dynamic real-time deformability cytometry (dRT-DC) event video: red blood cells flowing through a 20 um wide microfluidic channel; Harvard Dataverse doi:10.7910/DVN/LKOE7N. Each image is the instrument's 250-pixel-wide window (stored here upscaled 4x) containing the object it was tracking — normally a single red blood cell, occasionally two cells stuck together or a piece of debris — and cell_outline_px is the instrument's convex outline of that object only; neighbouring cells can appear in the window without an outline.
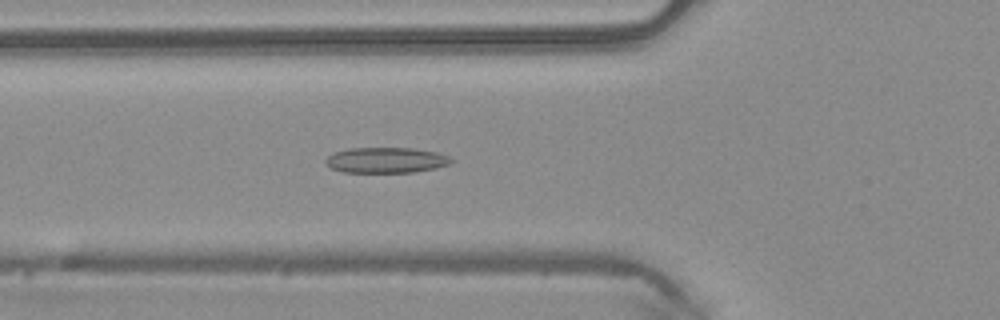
{"species": "common noctule bat (a hibernating species)", "species_latin": "Nyctalus noctula", "temperature_condition": "warm", "stored_images_in_passage": 46, "camera_frame_rate_fps": 3000, "um_per_image_px": 0.085, "animal": {"sex": "male", "body_mass_g": 20.4}, "frame": {"image": 1, "passage_image": 15, "time_ms": 4.667, "image_size_px": [1000, 320], "cell_outline_px": [[456, 160], [452, 164], [436, 168], [412, 172], [344, 172], [332, 168], [324, 160], [332, 152], [348, 148], [412, 148], [436, 152], [448, 156]], "centroid_in_image_um": [32.85, 13.6], "position_along_channel_um": 93.0, "area_um2": 18.79}}
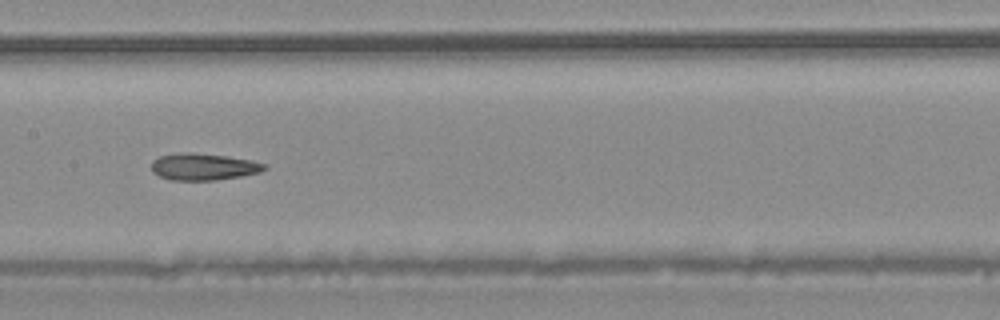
{"frame": {"image": 2, "passage_image": 22, "time_ms": 7.0, "image_size_px": [1000, 320], "cell_outline_px": [[268, 168], [260, 172], [240, 176], [216, 180], [168, 180], [152, 172], [152, 160], [160, 156], [180, 152], [188, 152], [228, 156], [252, 160], [268, 164]], "centroid_in_image_um": [17.31, 14.17], "position_along_channel_um": 190.1, "area_um2": 17.8}}
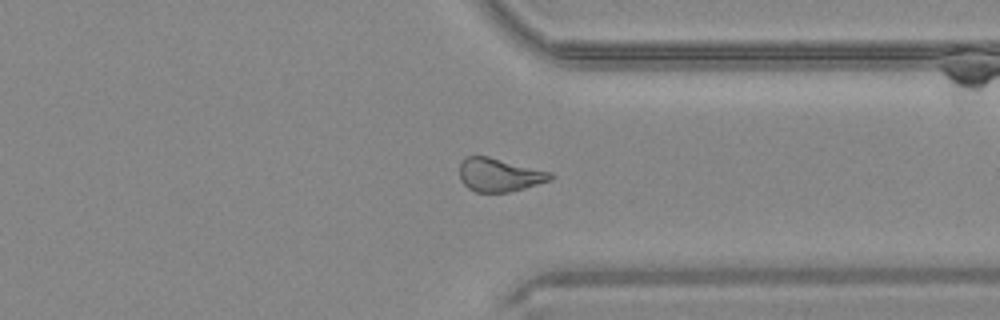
{"frame": {"image": 3, "passage_image": 35, "time_ms": 11.333, "image_size_px": [1000, 320], "cell_outline_px": [[556, 176], [552, 180], [524, 188], [508, 192], [476, 192], [468, 188], [460, 180], [460, 164], [468, 156], [488, 156], [552, 172]], "centroid_in_image_um": [42.48, 14.87], "position_along_channel_um": 368.9, "area_um2": 17.69}, "authors_computed_cell_mechanics": {"area_um2": 18.1203, "velocity_mm_per_s": 4.1439, "shape_relaxation_time_tau1_ms": null, "shape_relaxation_time_tau2_ms": 2.7908, "deformation_change_tau1": null, "deformation_change_tau2": 0.1136}}